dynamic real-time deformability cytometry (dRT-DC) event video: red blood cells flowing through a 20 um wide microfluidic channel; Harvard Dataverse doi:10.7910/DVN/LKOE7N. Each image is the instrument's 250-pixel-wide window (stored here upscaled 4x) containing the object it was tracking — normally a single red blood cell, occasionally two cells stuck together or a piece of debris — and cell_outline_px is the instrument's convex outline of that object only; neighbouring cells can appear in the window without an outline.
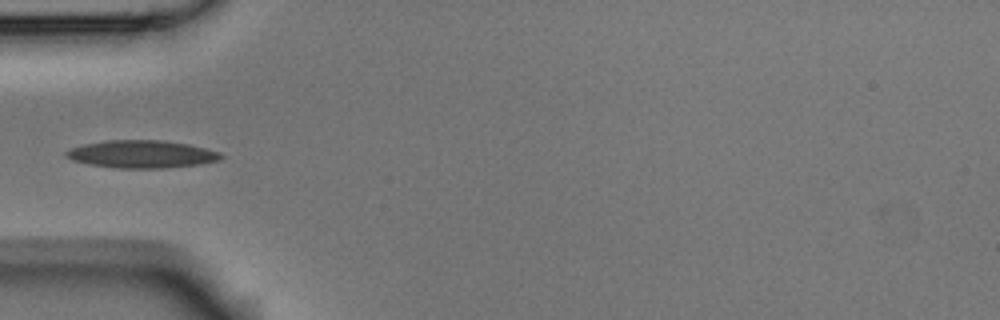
{"species": "Egyptian fruit bat (a non-hibernating species)", "species_latin": "Rousettus aegyptiacus", "temperature_condition": "room temperature", "stored_images_in_passage": 4, "camera_frame_rate_fps": 3000, "um_per_image_px": 0.085, "animal": {"sex": "male"}, "frame": {"image": 1, "passage_image": 4, "time_ms": 1.0, "image_size_px": [1000, 320], "cell_outline_px": [[224, 156], [220, 160], [200, 164], [164, 168], [116, 168], [88, 164], [72, 160], [64, 156], [64, 152], [68, 148], [84, 144], [108, 140], [160, 140], [188, 144], [220, 152]], "centroid_in_image_um": [12.01, 13.1], "position_along_channel_um": 73.0, "area_um2": 25.03}}